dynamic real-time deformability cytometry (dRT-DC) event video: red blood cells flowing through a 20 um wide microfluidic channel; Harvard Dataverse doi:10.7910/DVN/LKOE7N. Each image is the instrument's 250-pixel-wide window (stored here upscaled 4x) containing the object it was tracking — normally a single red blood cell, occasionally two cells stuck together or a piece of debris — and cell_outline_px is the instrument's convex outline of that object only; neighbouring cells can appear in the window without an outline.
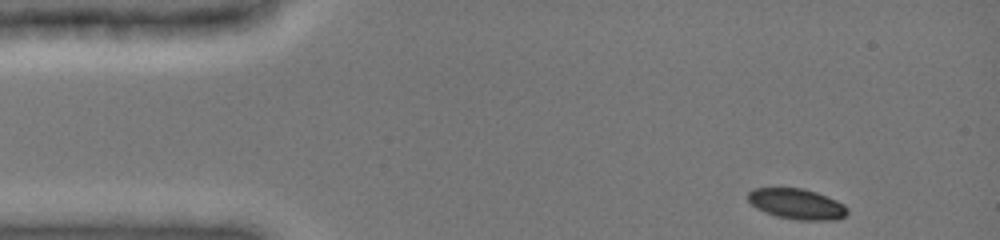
{"species": "common noctule bat (a hibernating species)", "species_latin": "Nyctalus noctula", "temperature_condition": "cold", "stored_images_in_passage": 6, "camera_frame_rate_fps": 3000, "um_per_image_px": 0.085, "animal": {"sex": "female", "body_mass_g": 19.0, "forearm_length_mm": 51.5}, "frame": {"image": 1, "passage_image": 1, "time_ms": 0.0, "image_size_px": [1000, 240], "cell_outline_px": [[848, 212], [844, 216], [836, 220], [796, 220], [776, 216], [764, 212], [756, 208], [748, 200], [748, 192], [752, 188], [804, 188], [816, 192], [836, 200], [844, 204], [848, 208]], "centroid_in_image_um": [67.72, 17.34], "position_along_channel_um": 17.3, "area_um2": 17.8}}
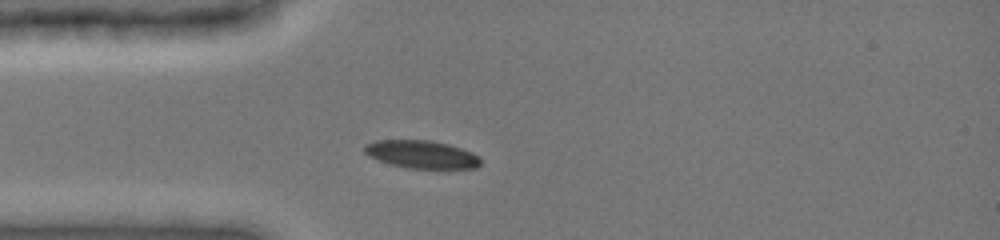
{"frame": {"image": 2, "passage_image": 5, "time_ms": 2.667, "image_size_px": [1000, 240], "cell_outline_px": [[480, 164], [476, 168], [408, 168], [392, 164], [368, 156], [364, 152], [364, 144], [376, 140], [432, 140], [448, 144], [472, 152], [480, 160]], "centroid_in_image_um": [35.8, 13.11], "position_along_channel_um": 49.2, "area_um2": 18.67}}